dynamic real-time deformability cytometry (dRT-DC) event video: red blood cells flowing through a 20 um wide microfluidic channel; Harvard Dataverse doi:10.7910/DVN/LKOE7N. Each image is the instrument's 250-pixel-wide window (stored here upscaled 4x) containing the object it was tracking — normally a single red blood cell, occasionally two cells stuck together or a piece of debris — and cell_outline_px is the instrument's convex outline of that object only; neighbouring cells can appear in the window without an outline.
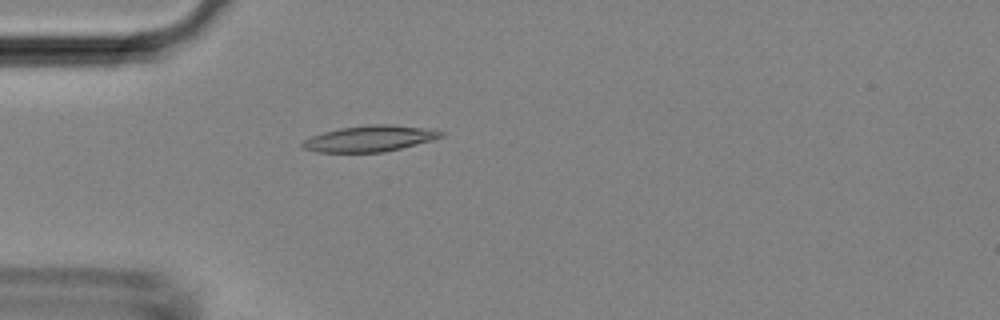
{"species": "Egyptian fruit bat (a non-hibernating species)", "species_latin": "Rousettus aegyptiacus", "temperature_condition": "room temperature", "stored_images_in_passage": 4, "camera_frame_rate_fps": 3000, "um_per_image_px": 0.085, "animal": {"sex": "female"}, "frame": {"image": 1, "passage_image": 4, "time_ms": 1.0, "image_size_px": [1000, 320], "cell_outline_px": [[444, 136], [432, 140], [384, 152], [316, 152], [304, 148], [300, 144], [304, 140], [312, 136], [324, 132], [340, 128], [372, 124], [392, 124], [424, 128], [444, 132]], "centroid_in_image_um": [31.42, 11.78], "position_along_channel_um": 53.6, "area_um2": 20.81}}